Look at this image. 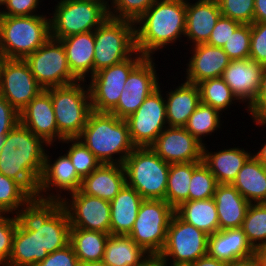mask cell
Returning a JSON list of instances; mask_svg holds the SVG:
<instances>
[{
    "label": "cell",
    "mask_w": 266,
    "mask_h": 266,
    "mask_svg": "<svg viewBox=\"0 0 266 266\" xmlns=\"http://www.w3.org/2000/svg\"><path fill=\"white\" fill-rule=\"evenodd\" d=\"M49 147L20 122L5 136L0 151V173L19 182L36 196Z\"/></svg>",
    "instance_id": "obj_1"
},
{
    "label": "cell",
    "mask_w": 266,
    "mask_h": 266,
    "mask_svg": "<svg viewBox=\"0 0 266 266\" xmlns=\"http://www.w3.org/2000/svg\"><path fill=\"white\" fill-rule=\"evenodd\" d=\"M185 30L186 0H156L135 22L136 50L153 57L155 52L180 41Z\"/></svg>",
    "instance_id": "obj_2"
},
{
    "label": "cell",
    "mask_w": 266,
    "mask_h": 266,
    "mask_svg": "<svg viewBox=\"0 0 266 266\" xmlns=\"http://www.w3.org/2000/svg\"><path fill=\"white\" fill-rule=\"evenodd\" d=\"M16 218L25 230L38 234L39 262L70 242L71 225L61 200L32 197L18 211Z\"/></svg>",
    "instance_id": "obj_3"
},
{
    "label": "cell",
    "mask_w": 266,
    "mask_h": 266,
    "mask_svg": "<svg viewBox=\"0 0 266 266\" xmlns=\"http://www.w3.org/2000/svg\"><path fill=\"white\" fill-rule=\"evenodd\" d=\"M77 139L101 164L123 165L136 148L131 141L126 120L108 112L92 111Z\"/></svg>",
    "instance_id": "obj_4"
},
{
    "label": "cell",
    "mask_w": 266,
    "mask_h": 266,
    "mask_svg": "<svg viewBox=\"0 0 266 266\" xmlns=\"http://www.w3.org/2000/svg\"><path fill=\"white\" fill-rule=\"evenodd\" d=\"M50 35V17L0 16V52L8 59H25L42 46Z\"/></svg>",
    "instance_id": "obj_5"
},
{
    "label": "cell",
    "mask_w": 266,
    "mask_h": 266,
    "mask_svg": "<svg viewBox=\"0 0 266 266\" xmlns=\"http://www.w3.org/2000/svg\"><path fill=\"white\" fill-rule=\"evenodd\" d=\"M126 184L143 199L165 200L170 164L151 148H135L123 163Z\"/></svg>",
    "instance_id": "obj_6"
},
{
    "label": "cell",
    "mask_w": 266,
    "mask_h": 266,
    "mask_svg": "<svg viewBox=\"0 0 266 266\" xmlns=\"http://www.w3.org/2000/svg\"><path fill=\"white\" fill-rule=\"evenodd\" d=\"M50 16L51 38L94 31L109 17V6L101 0H57Z\"/></svg>",
    "instance_id": "obj_7"
},
{
    "label": "cell",
    "mask_w": 266,
    "mask_h": 266,
    "mask_svg": "<svg viewBox=\"0 0 266 266\" xmlns=\"http://www.w3.org/2000/svg\"><path fill=\"white\" fill-rule=\"evenodd\" d=\"M45 90L51 95L58 132L64 138H77L92 112L87 81Z\"/></svg>",
    "instance_id": "obj_8"
},
{
    "label": "cell",
    "mask_w": 266,
    "mask_h": 266,
    "mask_svg": "<svg viewBox=\"0 0 266 266\" xmlns=\"http://www.w3.org/2000/svg\"><path fill=\"white\" fill-rule=\"evenodd\" d=\"M94 74L131 57L136 50L135 23L108 17L94 30Z\"/></svg>",
    "instance_id": "obj_9"
},
{
    "label": "cell",
    "mask_w": 266,
    "mask_h": 266,
    "mask_svg": "<svg viewBox=\"0 0 266 266\" xmlns=\"http://www.w3.org/2000/svg\"><path fill=\"white\" fill-rule=\"evenodd\" d=\"M174 213L165 200L144 199L129 236L150 255H159Z\"/></svg>",
    "instance_id": "obj_10"
},
{
    "label": "cell",
    "mask_w": 266,
    "mask_h": 266,
    "mask_svg": "<svg viewBox=\"0 0 266 266\" xmlns=\"http://www.w3.org/2000/svg\"><path fill=\"white\" fill-rule=\"evenodd\" d=\"M208 237L207 233L174 213L169 223L164 248L159 256L164 263L196 262L200 257L207 255Z\"/></svg>",
    "instance_id": "obj_11"
},
{
    "label": "cell",
    "mask_w": 266,
    "mask_h": 266,
    "mask_svg": "<svg viewBox=\"0 0 266 266\" xmlns=\"http://www.w3.org/2000/svg\"><path fill=\"white\" fill-rule=\"evenodd\" d=\"M144 58L136 51L128 59L104 68L89 78L92 111L109 113L117 105L128 75Z\"/></svg>",
    "instance_id": "obj_12"
},
{
    "label": "cell",
    "mask_w": 266,
    "mask_h": 266,
    "mask_svg": "<svg viewBox=\"0 0 266 266\" xmlns=\"http://www.w3.org/2000/svg\"><path fill=\"white\" fill-rule=\"evenodd\" d=\"M24 60L44 90L79 81L71 73L63 44L59 40L50 37Z\"/></svg>",
    "instance_id": "obj_13"
},
{
    "label": "cell",
    "mask_w": 266,
    "mask_h": 266,
    "mask_svg": "<svg viewBox=\"0 0 266 266\" xmlns=\"http://www.w3.org/2000/svg\"><path fill=\"white\" fill-rule=\"evenodd\" d=\"M161 86L153 91L142 105L125 120L129 134L136 148L150 147L162 131L168 127L165 93Z\"/></svg>",
    "instance_id": "obj_14"
},
{
    "label": "cell",
    "mask_w": 266,
    "mask_h": 266,
    "mask_svg": "<svg viewBox=\"0 0 266 266\" xmlns=\"http://www.w3.org/2000/svg\"><path fill=\"white\" fill-rule=\"evenodd\" d=\"M61 201L68 214L71 228L110 234L111 208L109 201L86 195L80 190L64 196Z\"/></svg>",
    "instance_id": "obj_15"
},
{
    "label": "cell",
    "mask_w": 266,
    "mask_h": 266,
    "mask_svg": "<svg viewBox=\"0 0 266 266\" xmlns=\"http://www.w3.org/2000/svg\"><path fill=\"white\" fill-rule=\"evenodd\" d=\"M42 90L24 59H5L1 68L0 95L18 112Z\"/></svg>",
    "instance_id": "obj_16"
},
{
    "label": "cell",
    "mask_w": 266,
    "mask_h": 266,
    "mask_svg": "<svg viewBox=\"0 0 266 266\" xmlns=\"http://www.w3.org/2000/svg\"><path fill=\"white\" fill-rule=\"evenodd\" d=\"M50 148L51 145L45 151L44 169L39 181L36 197L62 200L64 199V195L66 196L80 190L82 179L78 176L76 169L66 153L63 155V152H61L60 156L54 159L49 154L50 151L48 150ZM63 191L67 193L62 194Z\"/></svg>",
    "instance_id": "obj_17"
},
{
    "label": "cell",
    "mask_w": 266,
    "mask_h": 266,
    "mask_svg": "<svg viewBox=\"0 0 266 266\" xmlns=\"http://www.w3.org/2000/svg\"><path fill=\"white\" fill-rule=\"evenodd\" d=\"M203 146L184 127H166L151 148L169 164L202 162Z\"/></svg>",
    "instance_id": "obj_18"
},
{
    "label": "cell",
    "mask_w": 266,
    "mask_h": 266,
    "mask_svg": "<svg viewBox=\"0 0 266 266\" xmlns=\"http://www.w3.org/2000/svg\"><path fill=\"white\" fill-rule=\"evenodd\" d=\"M20 123L49 146H56L65 139L57 129L51 95L42 90L20 112Z\"/></svg>",
    "instance_id": "obj_19"
},
{
    "label": "cell",
    "mask_w": 266,
    "mask_h": 266,
    "mask_svg": "<svg viewBox=\"0 0 266 266\" xmlns=\"http://www.w3.org/2000/svg\"><path fill=\"white\" fill-rule=\"evenodd\" d=\"M263 67L264 65L246 58L231 60L223 72V80L237 99L245 104V110L258 95Z\"/></svg>",
    "instance_id": "obj_20"
},
{
    "label": "cell",
    "mask_w": 266,
    "mask_h": 266,
    "mask_svg": "<svg viewBox=\"0 0 266 266\" xmlns=\"http://www.w3.org/2000/svg\"><path fill=\"white\" fill-rule=\"evenodd\" d=\"M192 47V48H191ZM189 54H192L186 64L185 81L198 84L203 80L222 77L225 68L231 59L222 47H214L208 44L191 46Z\"/></svg>",
    "instance_id": "obj_21"
},
{
    "label": "cell",
    "mask_w": 266,
    "mask_h": 266,
    "mask_svg": "<svg viewBox=\"0 0 266 266\" xmlns=\"http://www.w3.org/2000/svg\"><path fill=\"white\" fill-rule=\"evenodd\" d=\"M221 15L217 0H195V3L186 0V38L183 40L190 41L189 47L206 44Z\"/></svg>",
    "instance_id": "obj_22"
},
{
    "label": "cell",
    "mask_w": 266,
    "mask_h": 266,
    "mask_svg": "<svg viewBox=\"0 0 266 266\" xmlns=\"http://www.w3.org/2000/svg\"><path fill=\"white\" fill-rule=\"evenodd\" d=\"M59 41L63 44L71 73L79 81L91 78L94 75V31L71 35Z\"/></svg>",
    "instance_id": "obj_23"
},
{
    "label": "cell",
    "mask_w": 266,
    "mask_h": 266,
    "mask_svg": "<svg viewBox=\"0 0 266 266\" xmlns=\"http://www.w3.org/2000/svg\"><path fill=\"white\" fill-rule=\"evenodd\" d=\"M125 186L126 175L123 165L101 164L82 179L80 191L110 202Z\"/></svg>",
    "instance_id": "obj_24"
},
{
    "label": "cell",
    "mask_w": 266,
    "mask_h": 266,
    "mask_svg": "<svg viewBox=\"0 0 266 266\" xmlns=\"http://www.w3.org/2000/svg\"><path fill=\"white\" fill-rule=\"evenodd\" d=\"M206 147L208 148V145L203 146L202 162L214 175L218 184H232L238 172L253 154L236 145L216 152H209Z\"/></svg>",
    "instance_id": "obj_25"
},
{
    "label": "cell",
    "mask_w": 266,
    "mask_h": 266,
    "mask_svg": "<svg viewBox=\"0 0 266 266\" xmlns=\"http://www.w3.org/2000/svg\"><path fill=\"white\" fill-rule=\"evenodd\" d=\"M179 86L166 91L165 105L168 127H184L190 115L201 103L197 84L184 81Z\"/></svg>",
    "instance_id": "obj_26"
},
{
    "label": "cell",
    "mask_w": 266,
    "mask_h": 266,
    "mask_svg": "<svg viewBox=\"0 0 266 266\" xmlns=\"http://www.w3.org/2000/svg\"><path fill=\"white\" fill-rule=\"evenodd\" d=\"M207 254L224 262L245 258L255 254V250L246 239L242 228L218 230L208 237Z\"/></svg>",
    "instance_id": "obj_27"
},
{
    "label": "cell",
    "mask_w": 266,
    "mask_h": 266,
    "mask_svg": "<svg viewBox=\"0 0 266 266\" xmlns=\"http://www.w3.org/2000/svg\"><path fill=\"white\" fill-rule=\"evenodd\" d=\"M218 213L219 230L241 228L250 203L232 184H218L213 196Z\"/></svg>",
    "instance_id": "obj_28"
},
{
    "label": "cell",
    "mask_w": 266,
    "mask_h": 266,
    "mask_svg": "<svg viewBox=\"0 0 266 266\" xmlns=\"http://www.w3.org/2000/svg\"><path fill=\"white\" fill-rule=\"evenodd\" d=\"M143 198L126 186L110 201V235H129L133 229Z\"/></svg>",
    "instance_id": "obj_29"
},
{
    "label": "cell",
    "mask_w": 266,
    "mask_h": 266,
    "mask_svg": "<svg viewBox=\"0 0 266 266\" xmlns=\"http://www.w3.org/2000/svg\"><path fill=\"white\" fill-rule=\"evenodd\" d=\"M232 185L249 203H263L266 199V167L252 154Z\"/></svg>",
    "instance_id": "obj_30"
},
{
    "label": "cell",
    "mask_w": 266,
    "mask_h": 266,
    "mask_svg": "<svg viewBox=\"0 0 266 266\" xmlns=\"http://www.w3.org/2000/svg\"><path fill=\"white\" fill-rule=\"evenodd\" d=\"M175 213L182 220L208 235L219 230V219L214 198L185 201L175 209Z\"/></svg>",
    "instance_id": "obj_31"
},
{
    "label": "cell",
    "mask_w": 266,
    "mask_h": 266,
    "mask_svg": "<svg viewBox=\"0 0 266 266\" xmlns=\"http://www.w3.org/2000/svg\"><path fill=\"white\" fill-rule=\"evenodd\" d=\"M149 255L129 235H110L102 261L108 266H136Z\"/></svg>",
    "instance_id": "obj_32"
},
{
    "label": "cell",
    "mask_w": 266,
    "mask_h": 266,
    "mask_svg": "<svg viewBox=\"0 0 266 266\" xmlns=\"http://www.w3.org/2000/svg\"><path fill=\"white\" fill-rule=\"evenodd\" d=\"M110 234L86 230L81 228H70V244L79 260V263L102 261L106 241Z\"/></svg>",
    "instance_id": "obj_33"
},
{
    "label": "cell",
    "mask_w": 266,
    "mask_h": 266,
    "mask_svg": "<svg viewBox=\"0 0 266 266\" xmlns=\"http://www.w3.org/2000/svg\"><path fill=\"white\" fill-rule=\"evenodd\" d=\"M201 162L170 164L165 201L176 209L189 201V187L194 169Z\"/></svg>",
    "instance_id": "obj_34"
},
{
    "label": "cell",
    "mask_w": 266,
    "mask_h": 266,
    "mask_svg": "<svg viewBox=\"0 0 266 266\" xmlns=\"http://www.w3.org/2000/svg\"><path fill=\"white\" fill-rule=\"evenodd\" d=\"M39 263V243L36 231L25 230L17 221L12 252L4 266H35Z\"/></svg>",
    "instance_id": "obj_35"
},
{
    "label": "cell",
    "mask_w": 266,
    "mask_h": 266,
    "mask_svg": "<svg viewBox=\"0 0 266 266\" xmlns=\"http://www.w3.org/2000/svg\"><path fill=\"white\" fill-rule=\"evenodd\" d=\"M221 115L222 113L219 110L200 103L190 115L184 128L202 145H207L203 139L218 131L219 128L222 129Z\"/></svg>",
    "instance_id": "obj_36"
},
{
    "label": "cell",
    "mask_w": 266,
    "mask_h": 266,
    "mask_svg": "<svg viewBox=\"0 0 266 266\" xmlns=\"http://www.w3.org/2000/svg\"><path fill=\"white\" fill-rule=\"evenodd\" d=\"M155 57H145L128 75L124 90L135 94H151L159 85Z\"/></svg>",
    "instance_id": "obj_37"
},
{
    "label": "cell",
    "mask_w": 266,
    "mask_h": 266,
    "mask_svg": "<svg viewBox=\"0 0 266 266\" xmlns=\"http://www.w3.org/2000/svg\"><path fill=\"white\" fill-rule=\"evenodd\" d=\"M197 85L200 90L201 103L212 106L222 113L232 104L241 103L222 77L206 79Z\"/></svg>",
    "instance_id": "obj_38"
},
{
    "label": "cell",
    "mask_w": 266,
    "mask_h": 266,
    "mask_svg": "<svg viewBox=\"0 0 266 266\" xmlns=\"http://www.w3.org/2000/svg\"><path fill=\"white\" fill-rule=\"evenodd\" d=\"M241 228L254 250L266 246V205L250 203Z\"/></svg>",
    "instance_id": "obj_39"
},
{
    "label": "cell",
    "mask_w": 266,
    "mask_h": 266,
    "mask_svg": "<svg viewBox=\"0 0 266 266\" xmlns=\"http://www.w3.org/2000/svg\"><path fill=\"white\" fill-rule=\"evenodd\" d=\"M32 197L19 182L0 173V213L16 215Z\"/></svg>",
    "instance_id": "obj_40"
},
{
    "label": "cell",
    "mask_w": 266,
    "mask_h": 266,
    "mask_svg": "<svg viewBox=\"0 0 266 266\" xmlns=\"http://www.w3.org/2000/svg\"><path fill=\"white\" fill-rule=\"evenodd\" d=\"M60 143L62 145L66 143L69 146L68 150L64 151L81 179L90 175L101 165L95 155L77 138H65Z\"/></svg>",
    "instance_id": "obj_41"
},
{
    "label": "cell",
    "mask_w": 266,
    "mask_h": 266,
    "mask_svg": "<svg viewBox=\"0 0 266 266\" xmlns=\"http://www.w3.org/2000/svg\"><path fill=\"white\" fill-rule=\"evenodd\" d=\"M217 185L214 175L201 162L193 171L189 187V201L213 198Z\"/></svg>",
    "instance_id": "obj_42"
},
{
    "label": "cell",
    "mask_w": 266,
    "mask_h": 266,
    "mask_svg": "<svg viewBox=\"0 0 266 266\" xmlns=\"http://www.w3.org/2000/svg\"><path fill=\"white\" fill-rule=\"evenodd\" d=\"M156 0H111L109 17L136 22Z\"/></svg>",
    "instance_id": "obj_43"
},
{
    "label": "cell",
    "mask_w": 266,
    "mask_h": 266,
    "mask_svg": "<svg viewBox=\"0 0 266 266\" xmlns=\"http://www.w3.org/2000/svg\"><path fill=\"white\" fill-rule=\"evenodd\" d=\"M251 24H241L223 45L231 60L246 59L250 55Z\"/></svg>",
    "instance_id": "obj_44"
},
{
    "label": "cell",
    "mask_w": 266,
    "mask_h": 266,
    "mask_svg": "<svg viewBox=\"0 0 266 266\" xmlns=\"http://www.w3.org/2000/svg\"><path fill=\"white\" fill-rule=\"evenodd\" d=\"M222 16L240 24H252L254 20V0H217Z\"/></svg>",
    "instance_id": "obj_45"
},
{
    "label": "cell",
    "mask_w": 266,
    "mask_h": 266,
    "mask_svg": "<svg viewBox=\"0 0 266 266\" xmlns=\"http://www.w3.org/2000/svg\"><path fill=\"white\" fill-rule=\"evenodd\" d=\"M11 216L7 213H0V266H4L9 261L12 252L17 218L16 215Z\"/></svg>",
    "instance_id": "obj_46"
},
{
    "label": "cell",
    "mask_w": 266,
    "mask_h": 266,
    "mask_svg": "<svg viewBox=\"0 0 266 266\" xmlns=\"http://www.w3.org/2000/svg\"><path fill=\"white\" fill-rule=\"evenodd\" d=\"M252 61L266 65V22L251 24L250 55Z\"/></svg>",
    "instance_id": "obj_47"
},
{
    "label": "cell",
    "mask_w": 266,
    "mask_h": 266,
    "mask_svg": "<svg viewBox=\"0 0 266 266\" xmlns=\"http://www.w3.org/2000/svg\"><path fill=\"white\" fill-rule=\"evenodd\" d=\"M150 94H135L123 90L117 105L109 112L118 118L126 119L133 114Z\"/></svg>",
    "instance_id": "obj_48"
},
{
    "label": "cell",
    "mask_w": 266,
    "mask_h": 266,
    "mask_svg": "<svg viewBox=\"0 0 266 266\" xmlns=\"http://www.w3.org/2000/svg\"><path fill=\"white\" fill-rule=\"evenodd\" d=\"M240 25L239 22L221 15L206 44L214 47H223L231 34L234 33Z\"/></svg>",
    "instance_id": "obj_49"
},
{
    "label": "cell",
    "mask_w": 266,
    "mask_h": 266,
    "mask_svg": "<svg viewBox=\"0 0 266 266\" xmlns=\"http://www.w3.org/2000/svg\"><path fill=\"white\" fill-rule=\"evenodd\" d=\"M39 4L41 5L40 0H7L6 4L0 10V16L39 15L40 11L38 9L41 10Z\"/></svg>",
    "instance_id": "obj_50"
},
{
    "label": "cell",
    "mask_w": 266,
    "mask_h": 266,
    "mask_svg": "<svg viewBox=\"0 0 266 266\" xmlns=\"http://www.w3.org/2000/svg\"><path fill=\"white\" fill-rule=\"evenodd\" d=\"M79 260L69 243L64 248L49 253L48 256L35 266H78Z\"/></svg>",
    "instance_id": "obj_51"
},
{
    "label": "cell",
    "mask_w": 266,
    "mask_h": 266,
    "mask_svg": "<svg viewBox=\"0 0 266 266\" xmlns=\"http://www.w3.org/2000/svg\"><path fill=\"white\" fill-rule=\"evenodd\" d=\"M246 110L254 123L266 120V65L263 67L258 95Z\"/></svg>",
    "instance_id": "obj_52"
},
{
    "label": "cell",
    "mask_w": 266,
    "mask_h": 266,
    "mask_svg": "<svg viewBox=\"0 0 266 266\" xmlns=\"http://www.w3.org/2000/svg\"><path fill=\"white\" fill-rule=\"evenodd\" d=\"M19 122V112L0 95V136H6Z\"/></svg>",
    "instance_id": "obj_53"
},
{
    "label": "cell",
    "mask_w": 266,
    "mask_h": 266,
    "mask_svg": "<svg viewBox=\"0 0 266 266\" xmlns=\"http://www.w3.org/2000/svg\"><path fill=\"white\" fill-rule=\"evenodd\" d=\"M253 22H266V0H254Z\"/></svg>",
    "instance_id": "obj_54"
},
{
    "label": "cell",
    "mask_w": 266,
    "mask_h": 266,
    "mask_svg": "<svg viewBox=\"0 0 266 266\" xmlns=\"http://www.w3.org/2000/svg\"><path fill=\"white\" fill-rule=\"evenodd\" d=\"M226 266H260V262L256 254H253L245 258H240L231 262H227Z\"/></svg>",
    "instance_id": "obj_55"
},
{
    "label": "cell",
    "mask_w": 266,
    "mask_h": 266,
    "mask_svg": "<svg viewBox=\"0 0 266 266\" xmlns=\"http://www.w3.org/2000/svg\"><path fill=\"white\" fill-rule=\"evenodd\" d=\"M193 266H226L227 263L218 259L210 257L208 254L200 257L196 262L192 263Z\"/></svg>",
    "instance_id": "obj_56"
},
{
    "label": "cell",
    "mask_w": 266,
    "mask_h": 266,
    "mask_svg": "<svg viewBox=\"0 0 266 266\" xmlns=\"http://www.w3.org/2000/svg\"><path fill=\"white\" fill-rule=\"evenodd\" d=\"M255 125L259 127H263L265 129L266 127V120L255 122ZM258 152H254L253 155L266 167V142H263L261 145V148L258 149Z\"/></svg>",
    "instance_id": "obj_57"
},
{
    "label": "cell",
    "mask_w": 266,
    "mask_h": 266,
    "mask_svg": "<svg viewBox=\"0 0 266 266\" xmlns=\"http://www.w3.org/2000/svg\"><path fill=\"white\" fill-rule=\"evenodd\" d=\"M136 266H165L164 261L159 255H149L140 264Z\"/></svg>",
    "instance_id": "obj_58"
},
{
    "label": "cell",
    "mask_w": 266,
    "mask_h": 266,
    "mask_svg": "<svg viewBox=\"0 0 266 266\" xmlns=\"http://www.w3.org/2000/svg\"><path fill=\"white\" fill-rule=\"evenodd\" d=\"M255 254L258 257L260 266H266V246L256 249Z\"/></svg>",
    "instance_id": "obj_59"
},
{
    "label": "cell",
    "mask_w": 266,
    "mask_h": 266,
    "mask_svg": "<svg viewBox=\"0 0 266 266\" xmlns=\"http://www.w3.org/2000/svg\"><path fill=\"white\" fill-rule=\"evenodd\" d=\"M78 266H108L103 261L99 262H86V263H79Z\"/></svg>",
    "instance_id": "obj_60"
},
{
    "label": "cell",
    "mask_w": 266,
    "mask_h": 266,
    "mask_svg": "<svg viewBox=\"0 0 266 266\" xmlns=\"http://www.w3.org/2000/svg\"><path fill=\"white\" fill-rule=\"evenodd\" d=\"M165 266H193L192 263H164Z\"/></svg>",
    "instance_id": "obj_61"
},
{
    "label": "cell",
    "mask_w": 266,
    "mask_h": 266,
    "mask_svg": "<svg viewBox=\"0 0 266 266\" xmlns=\"http://www.w3.org/2000/svg\"><path fill=\"white\" fill-rule=\"evenodd\" d=\"M5 59H6L5 56L0 52V77H1V68Z\"/></svg>",
    "instance_id": "obj_62"
},
{
    "label": "cell",
    "mask_w": 266,
    "mask_h": 266,
    "mask_svg": "<svg viewBox=\"0 0 266 266\" xmlns=\"http://www.w3.org/2000/svg\"><path fill=\"white\" fill-rule=\"evenodd\" d=\"M4 140H5V136H0V151H1L2 147H3Z\"/></svg>",
    "instance_id": "obj_63"
},
{
    "label": "cell",
    "mask_w": 266,
    "mask_h": 266,
    "mask_svg": "<svg viewBox=\"0 0 266 266\" xmlns=\"http://www.w3.org/2000/svg\"><path fill=\"white\" fill-rule=\"evenodd\" d=\"M7 0H0V9L6 4Z\"/></svg>",
    "instance_id": "obj_64"
},
{
    "label": "cell",
    "mask_w": 266,
    "mask_h": 266,
    "mask_svg": "<svg viewBox=\"0 0 266 266\" xmlns=\"http://www.w3.org/2000/svg\"><path fill=\"white\" fill-rule=\"evenodd\" d=\"M101 1L107 3L108 5H109V2H111V0H101Z\"/></svg>",
    "instance_id": "obj_65"
}]
</instances>
